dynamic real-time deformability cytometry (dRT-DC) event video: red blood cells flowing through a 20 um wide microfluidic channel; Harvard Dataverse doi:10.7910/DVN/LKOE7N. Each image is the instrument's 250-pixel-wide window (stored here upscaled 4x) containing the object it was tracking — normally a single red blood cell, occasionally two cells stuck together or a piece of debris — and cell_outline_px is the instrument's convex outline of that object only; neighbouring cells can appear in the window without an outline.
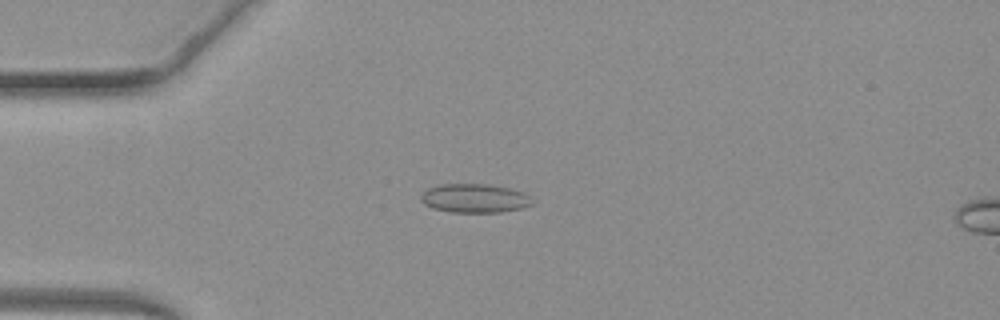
{"species": "common noctule bat (a hibernating species)", "species_latin": "Nyctalus noctula", "temperature_condition": "warm", "stored_images_in_passage": 51, "camera_frame_rate_fps": 3000, "um_per_image_px": 0.085, "animal": {"sex": "female", "body_mass_g": 19.3, "forearm_length_mm": 54.1}, "frame": {"image": 1, "passage_image": 14, "time_ms": 4.333, "image_size_px": [1000, 320], "cell_outline_px": [[536, 200], [532, 204], [520, 208], [500, 212], [452, 212], [432, 208], [424, 204], [420, 200], [420, 196], [428, 188], [440, 184], [488, 184], [508, 188], [524, 192]], "centroid_in_image_um": [40.35, 16.85], "position_along_channel_um": 44.7, "area_um2": 18.79}}
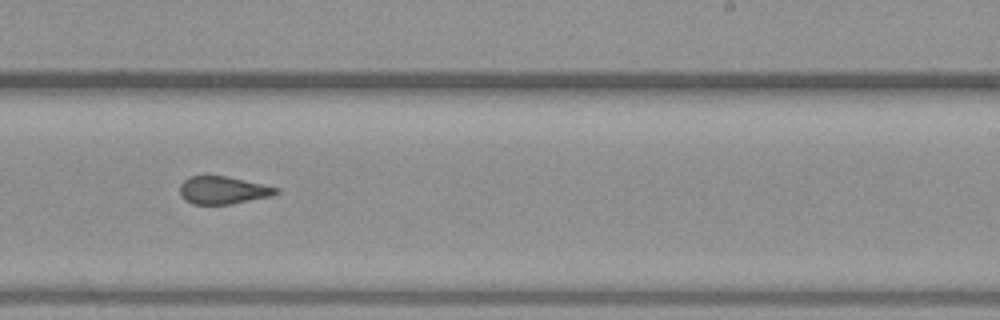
{"frame": {"image": 2, "passage_image": 32, "time_ms": 10.333, "image_size_px": [1000, 320], "cell_outline_px": [[280, 192], [268, 196], [232, 204], [192, 204], [180, 196], [180, 184], [184, 180], [192, 176], [224, 176], [280, 188]], "centroid_in_image_um": [18.92, 16.17], "position_along_channel_um": 270.1, "area_um2": 15.26}}
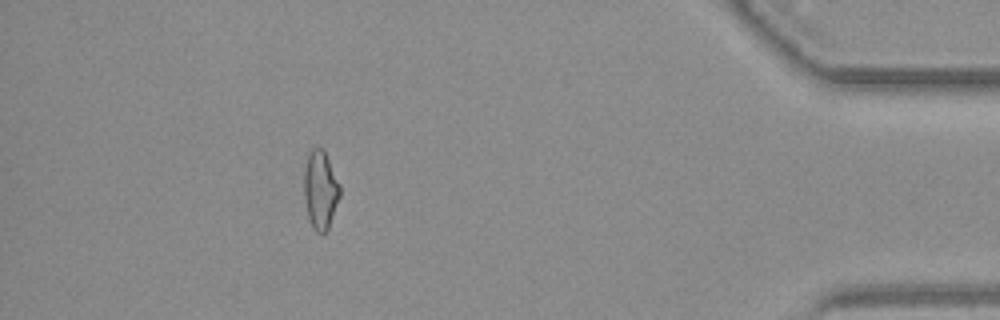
{"frame": {"image": 3, "passage_image": 46, "time_ms": 15.0, "image_size_px": [1000, 320], "cell_outline_px": [[340, 196], [328, 228], [324, 236], [320, 236], [312, 228], [308, 216], [304, 196], [304, 168], [308, 156], [312, 148], [324, 148], [340, 184]], "centroid_in_image_um": [27.24, 16.16], "position_along_channel_um": 408.0, "area_um2": 16.59}, "authors_computed_cell_mechanics": {"area_um2": 16.5886, "velocity_mm_per_s": 4.1033, "shape_relaxation_time_tau1_ms": null, "shape_relaxation_time_tau2_ms": 1.6913, "deformation_change_tau1": null, "deformation_change_tau2": 0.0853}}